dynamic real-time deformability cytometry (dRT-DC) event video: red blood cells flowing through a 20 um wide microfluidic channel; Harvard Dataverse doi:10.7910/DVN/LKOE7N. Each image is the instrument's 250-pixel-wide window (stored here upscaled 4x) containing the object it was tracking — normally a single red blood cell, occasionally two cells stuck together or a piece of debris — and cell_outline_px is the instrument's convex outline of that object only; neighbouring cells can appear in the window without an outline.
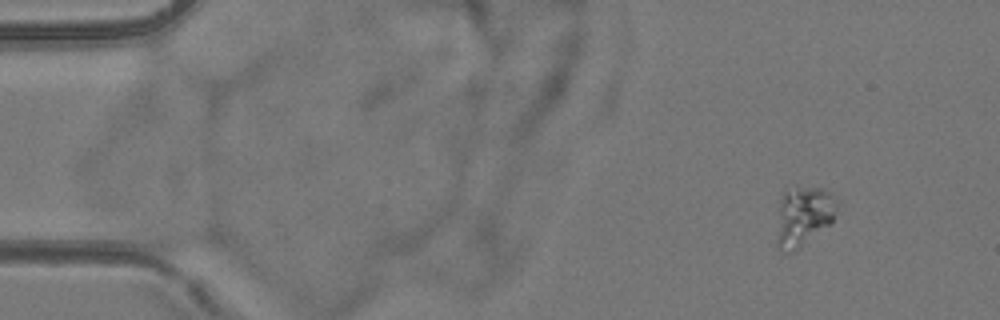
{"species": "common noctule bat (a hibernating species)", "species_latin": "Nyctalus noctula", "temperature_condition": "room temperature", "stored_images_in_passage": 8, "camera_frame_rate_fps": 3000, "um_per_image_px": 0.085, "animal": {"sex": "female", "body_mass_g": 24.6, "forearm_length_mm": 56.2}, "frame": {"image": 1, "passage_image": 2, "time_ms": 1.0, "image_size_px": [1000, 320], "cell_outline_px": [[840, 204], [832, 224], [796, 252], [780, 252], [776, 248], [776, 240], [780, 196], [784, 188], [824, 188], [832, 192], [840, 200]], "centroid_in_image_um": [68.33, 18.39], "position_along_channel_um": 16.7, "area_um2": 22.14}}
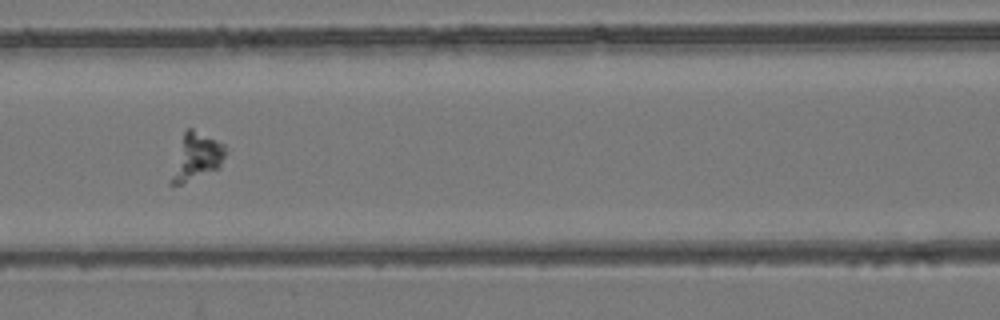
{"frame": {"image": 2, "passage_image": 7, "time_ms": 7.333, "image_size_px": [1000, 320], "cell_outline_px": [[224, 156], [220, 164], [216, 168], [180, 184], [168, 184], [168, 180], [184, 132], [188, 128], [192, 128], [224, 144]], "centroid_in_image_um": [16.63, 13.32], "position_along_channel_um": 150.0, "area_um2": 14.22}}
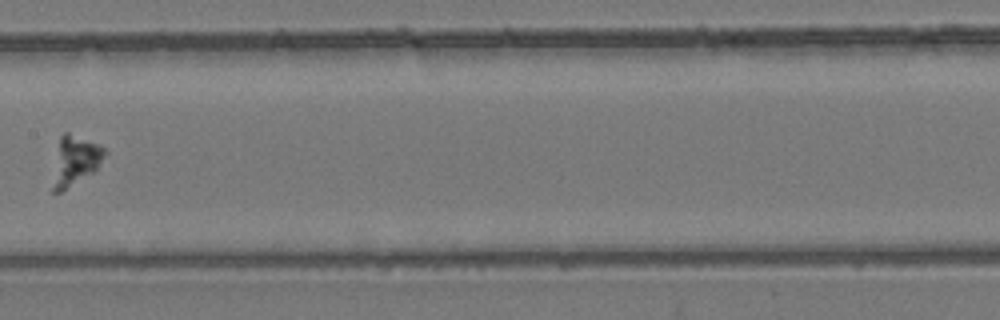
{"frame": {"image": 3, "passage_image": 8, "time_ms": 8.667, "image_size_px": [1000, 320], "cell_outline_px": [[108, 152], [96, 168], [92, 172], [60, 192], [52, 192], [52, 188], [60, 136], [64, 132], [68, 132], [100, 144]], "centroid_in_image_um": [6.42, 13.61], "position_along_channel_um": 201.0, "area_um2": 14.45}}